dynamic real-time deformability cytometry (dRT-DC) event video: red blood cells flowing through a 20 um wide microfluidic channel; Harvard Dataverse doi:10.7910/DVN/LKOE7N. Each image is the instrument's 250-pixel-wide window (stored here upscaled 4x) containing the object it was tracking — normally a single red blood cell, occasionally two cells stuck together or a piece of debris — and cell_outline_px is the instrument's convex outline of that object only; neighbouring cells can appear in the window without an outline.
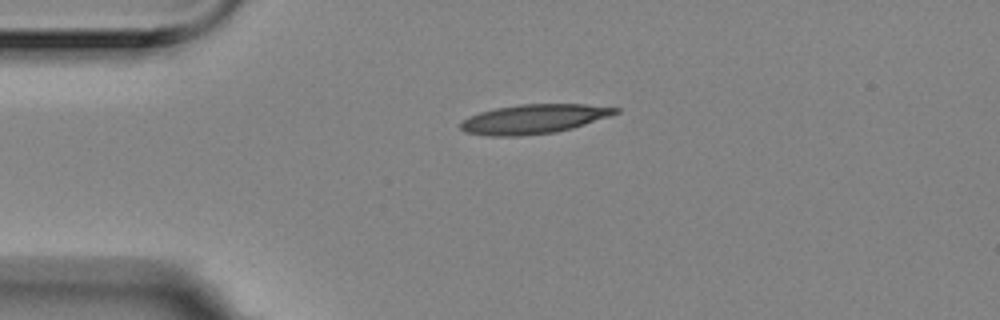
{"species": "Egyptian fruit bat (a non-hibernating species)", "species_latin": "Rousettus aegyptiacus", "temperature_condition": "room temperature", "stored_images_in_passage": 3, "camera_frame_rate_fps": 3000, "um_per_image_px": 0.085, "animal": {"sex": "female"}, "frame": {"image": 1, "passage_image": 1, "time_ms": 0.0, "image_size_px": [1000, 320], "cell_outline_px": [[620, 112], [572, 128], [556, 132], [520, 136], [488, 136], [464, 132], [460, 128], [460, 124], [468, 116], [480, 112], [496, 108], [520, 104], [584, 104], [620, 108]], "centroid_in_image_um": [45.34, 10.12], "position_along_channel_um": 39.7, "area_um2": 26.36}}
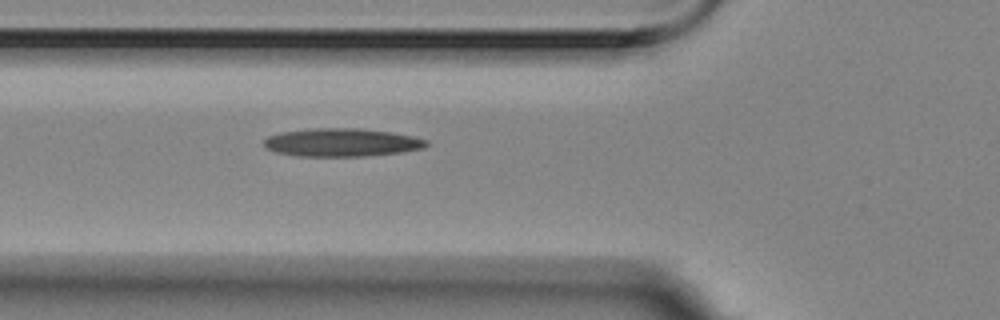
{"frame": {"image": 2, "passage_image": 3, "time_ms": 0.667, "image_size_px": [1000, 320], "cell_outline_px": [[428, 144], [424, 148], [400, 152], [368, 156], [300, 156], [276, 152], [268, 148], [264, 144], [264, 140], [268, 136], [280, 132], [312, 128], [360, 128], [392, 132], [412, 136], [428, 140]], "centroid_in_image_um": [29.06, 12.1], "position_along_channel_um": 96.7, "area_um2": 26.65}}